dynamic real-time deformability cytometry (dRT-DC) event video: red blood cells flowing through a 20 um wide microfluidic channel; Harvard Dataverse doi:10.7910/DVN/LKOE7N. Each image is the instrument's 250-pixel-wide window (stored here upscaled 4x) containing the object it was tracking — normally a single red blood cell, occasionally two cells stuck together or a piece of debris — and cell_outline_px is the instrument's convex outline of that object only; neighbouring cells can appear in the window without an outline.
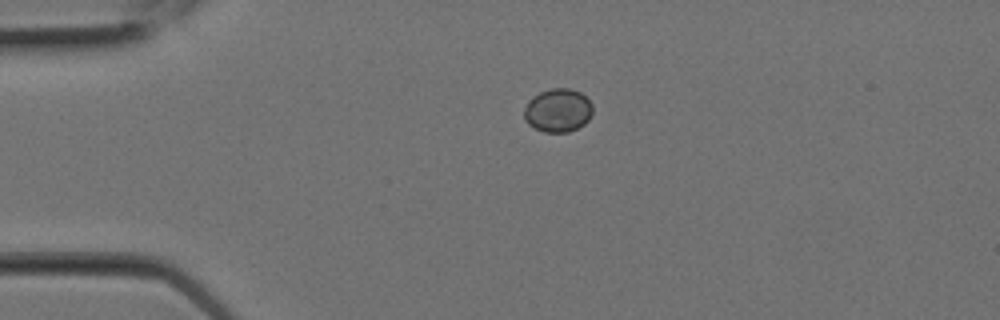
{"species": "Egyptian fruit bat (a non-hibernating species)", "species_latin": "Rousettus aegyptiacus", "temperature_condition": "room temperature", "stored_images_in_passage": 3, "camera_frame_rate_fps": 3000, "um_per_image_px": 0.085, "animal": {"sex": "female"}, "frame": {"image": 1, "passage_image": 1, "time_ms": 0.0, "image_size_px": [1000, 320], "cell_outline_px": [[592, 112], [588, 120], [584, 124], [568, 132], [544, 132], [528, 124], [524, 120], [524, 108], [528, 100], [532, 96], [540, 92], [552, 88], [568, 88], [580, 92], [592, 104]], "centroid_in_image_um": [47.4, 9.38], "position_along_channel_um": 37.6, "area_um2": 17.34}}